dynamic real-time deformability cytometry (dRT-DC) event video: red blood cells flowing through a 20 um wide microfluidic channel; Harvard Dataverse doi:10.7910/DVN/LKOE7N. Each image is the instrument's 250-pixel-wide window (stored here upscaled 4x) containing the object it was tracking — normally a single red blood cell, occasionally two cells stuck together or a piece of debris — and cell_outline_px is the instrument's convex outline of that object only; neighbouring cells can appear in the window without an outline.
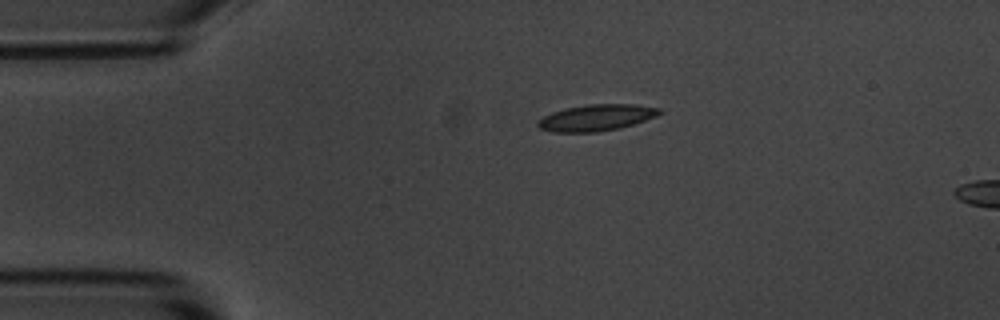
{"species": "common noctule bat (a hibernating species)", "species_latin": "Nyctalus noctula", "temperature_condition": "room temperature", "stored_images_in_passage": 5, "camera_frame_rate_fps": 3000, "um_per_image_px": 0.085, "animal": {"sex": "male", "body_mass_g": 20.1, "forearm_length_mm": 53.5}, "frame": {"image": 1, "passage_image": 1, "time_ms": 0.0, "image_size_px": [1000, 320], "cell_outline_px": [[664, 112], [656, 116], [620, 128], [596, 132], [552, 132], [540, 128], [536, 124], [536, 120], [552, 112], [564, 108], [588, 104], [632, 104], [660, 108]], "centroid_in_image_um": [50.66, 10.0], "position_along_channel_um": 34.3, "area_um2": 18.73}}